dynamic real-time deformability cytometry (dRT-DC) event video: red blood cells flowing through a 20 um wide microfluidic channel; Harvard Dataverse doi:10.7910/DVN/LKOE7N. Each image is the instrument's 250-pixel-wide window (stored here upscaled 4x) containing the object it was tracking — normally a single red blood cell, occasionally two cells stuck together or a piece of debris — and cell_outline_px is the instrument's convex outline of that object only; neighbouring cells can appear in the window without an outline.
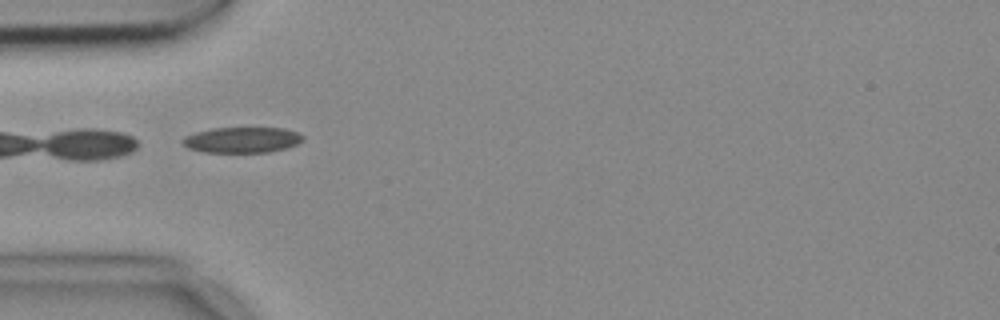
{"species": "common noctule bat (a hibernating species)", "species_latin": "Nyctalus noctula", "temperature_condition": "cold", "stored_images_in_passage": 34, "camera_frame_rate_fps": 3000, "um_per_image_px": 0.085, "animal": {"sex": "female", "body_mass_g": 18.4}, "frame": {"image": 1, "passage_image": 1, "time_ms": 0.0, "image_size_px": [1000, 320], "cell_outline_px": [[304, 140], [296, 144], [284, 148], [268, 152], [208, 152], [188, 148], [180, 140], [184, 136], [196, 132], [212, 128], [284, 128], [296, 132], [304, 136]], "centroid_in_image_um": [20.56, 11.88], "position_along_channel_um": 64.4, "area_um2": 17.86}}